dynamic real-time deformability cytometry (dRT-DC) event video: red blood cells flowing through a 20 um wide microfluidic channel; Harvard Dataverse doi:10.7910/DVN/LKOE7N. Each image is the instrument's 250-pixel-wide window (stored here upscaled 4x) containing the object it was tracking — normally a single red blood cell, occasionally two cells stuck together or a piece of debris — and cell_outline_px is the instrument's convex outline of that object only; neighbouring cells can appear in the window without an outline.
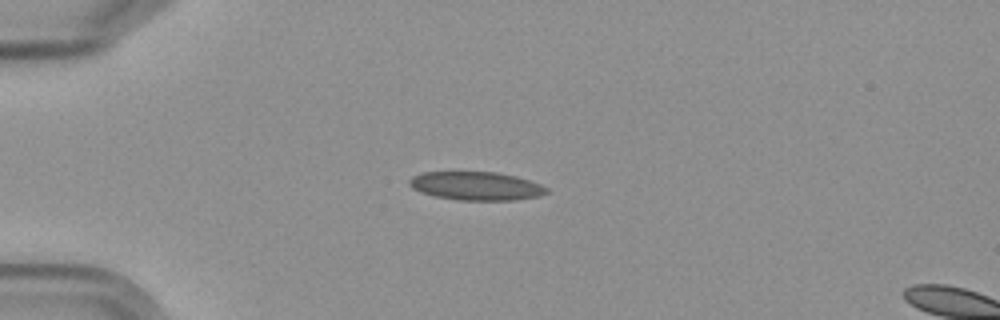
{"species": "Egyptian fruit bat (a non-hibernating species)", "species_latin": "Rousettus aegyptiacus", "temperature_condition": "cold", "stored_images_in_passage": 5, "segment_of_instrument_passage": [1, 2], "camera_frame_rate_fps": 3000, "um_per_image_px": 0.085, "frame": {"image": 1, "passage_image": 4, "time_ms": 3.333, "image_size_px": [1000, 320], "cell_outline_px": [[548, 192], [540, 196], [516, 200], [460, 200], [436, 196], [420, 192], [412, 188], [408, 184], [408, 180], [412, 176], [424, 172], [496, 172], [516, 176], [540, 184], [548, 188]], "centroid_in_image_um": [40.47, 15.81], "position_along_channel_um": 44.5, "area_um2": 22.77}}